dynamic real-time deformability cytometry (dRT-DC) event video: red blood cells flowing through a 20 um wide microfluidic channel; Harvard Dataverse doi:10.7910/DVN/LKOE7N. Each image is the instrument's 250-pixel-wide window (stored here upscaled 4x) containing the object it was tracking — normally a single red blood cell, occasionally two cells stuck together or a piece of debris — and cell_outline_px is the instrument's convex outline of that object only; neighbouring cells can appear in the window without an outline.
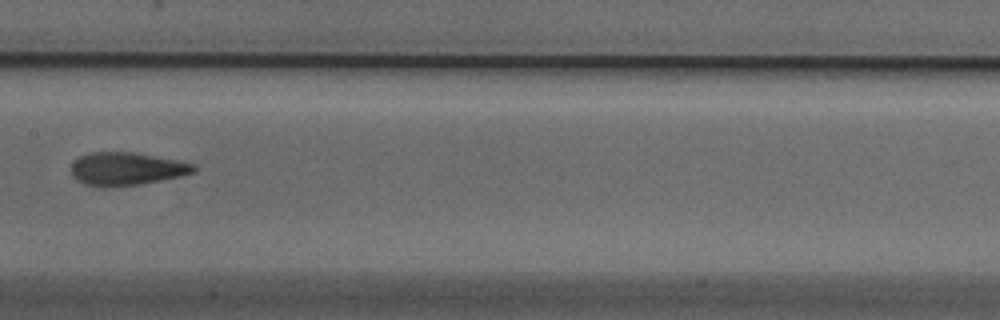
{"species": "Egyptian fruit bat (a non-hibernating species)", "species_latin": "Rousettus aegyptiacus", "temperature_condition": "cold", "stored_images_in_passage": 6, "camera_frame_rate_fps": 3000, "um_per_image_px": 0.085, "animal": {"sex": "male"}, "frame": {"image": 1, "passage_image": 6, "time_ms": 1.667, "image_size_px": [1000, 320], "cell_outline_px": [[196, 172], [180, 176], [140, 184], [104, 188], [84, 184], [76, 180], [72, 176], [72, 164], [80, 156], [92, 152], [132, 152], [176, 160], [196, 164]], "centroid_in_image_um": [10.74, 14.36], "position_along_channel_um": 196.7, "area_um2": 23.52}}